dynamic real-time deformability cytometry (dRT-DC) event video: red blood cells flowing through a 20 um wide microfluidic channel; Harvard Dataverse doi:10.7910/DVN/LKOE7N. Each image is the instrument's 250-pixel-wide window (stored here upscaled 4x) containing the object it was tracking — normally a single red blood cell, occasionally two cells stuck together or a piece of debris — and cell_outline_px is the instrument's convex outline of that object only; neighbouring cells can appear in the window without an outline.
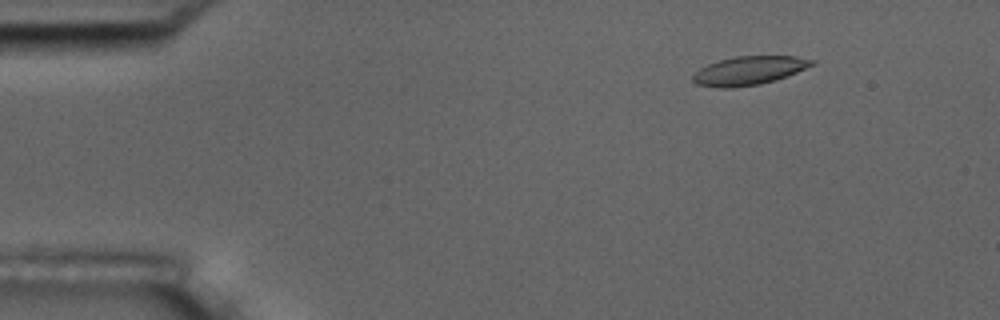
{"species": "common noctule bat (a hibernating species)", "species_latin": "Nyctalus noctula", "temperature_condition": "room temperature", "stored_images_in_passage": 11, "camera_frame_rate_fps": 3000, "um_per_image_px": 0.085, "animal": {"sex": "male", "body_mass_g": 17.5, "forearm_length_mm": 52.3}, "frame": {"image": 1, "passage_image": 2, "time_ms": 2.0, "image_size_px": [1000, 320], "cell_outline_px": [[816, 64], [788, 76], [776, 80], [760, 84], [732, 88], [720, 88], [696, 84], [692, 80], [692, 76], [700, 68], [708, 64], [720, 60], [736, 56], [796, 56], [816, 60]], "centroid_in_image_um": [63.7, 6.0], "position_along_channel_um": 21.3, "area_um2": 20.0}}
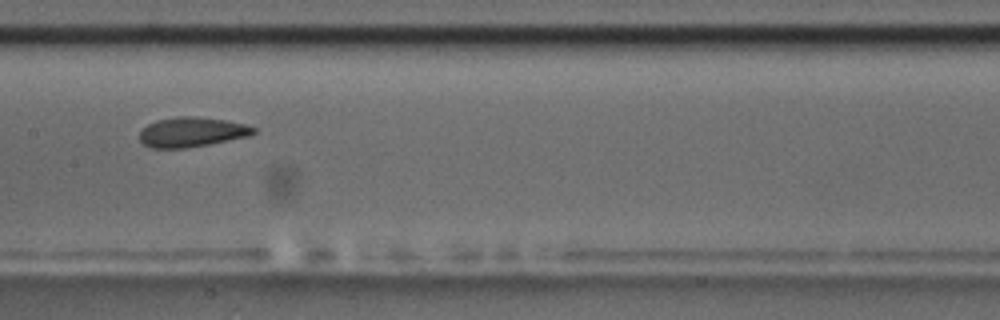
{"frame": {"image": 2, "passage_image": 8, "time_ms": 9.0, "image_size_px": [1000, 320], "cell_outline_px": [[256, 132], [248, 136], [208, 144], [184, 148], [152, 148], [144, 144], [140, 140], [140, 132], [148, 124], [156, 120], [176, 116], [192, 116], [224, 120], [244, 124], [256, 128]], "centroid_in_image_um": [16.28, 11.22], "position_along_channel_um": 191.1, "area_um2": 19.54}}
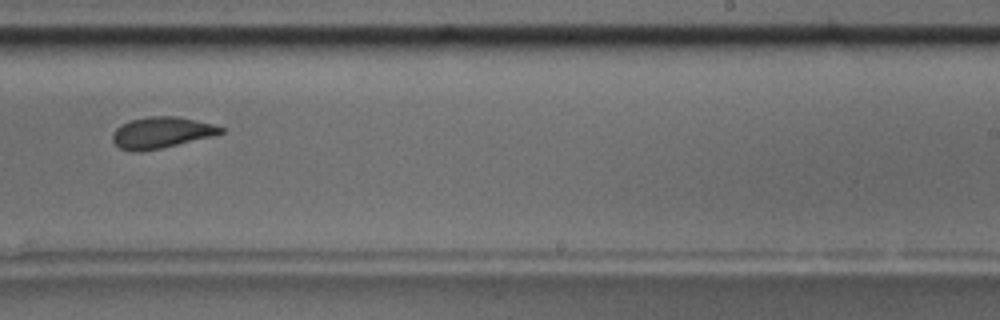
{"frame": {"image": 3, "passage_image": 10, "time_ms": 11.333, "image_size_px": [1000, 320], "cell_outline_px": [[224, 132], [212, 136], [160, 148], [136, 152], [132, 152], [120, 148], [112, 140], [112, 132], [120, 124], [128, 120], [148, 116], [176, 116], [196, 120], [212, 124], [224, 128]], "centroid_in_image_um": [13.67, 11.26], "position_along_channel_um": 275.3, "area_um2": 19.65}}